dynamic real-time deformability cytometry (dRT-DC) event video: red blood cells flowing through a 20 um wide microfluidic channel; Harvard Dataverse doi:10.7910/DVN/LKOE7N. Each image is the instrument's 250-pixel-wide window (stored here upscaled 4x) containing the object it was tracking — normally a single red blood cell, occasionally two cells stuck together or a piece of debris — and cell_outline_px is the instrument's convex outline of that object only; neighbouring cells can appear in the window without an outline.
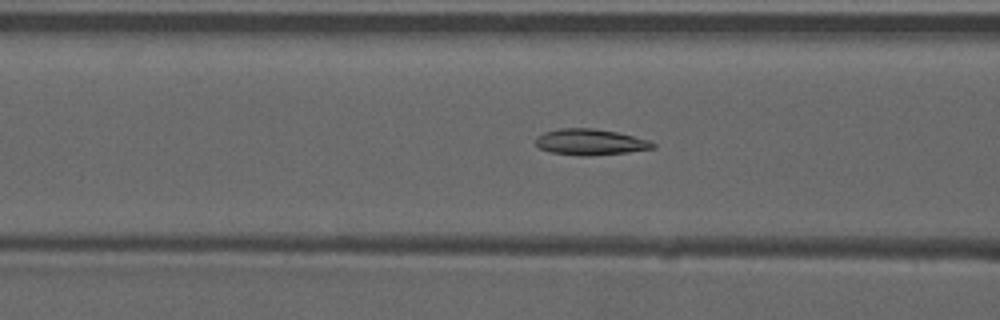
{"species": "common noctule bat (a hibernating species)", "species_latin": "Nyctalus noctula", "temperature_condition": "warm", "stored_images_in_passage": 30, "camera_frame_rate_fps": 3000, "um_per_image_px": 0.085, "animal": {"sex": "male", "forearm_length_mm": 52.5}, "frame": {"image": 1, "passage_image": 21, "time_ms": 6.667, "image_size_px": [1000, 320], "cell_outline_px": [[656, 148], [628, 152], [588, 156], [584, 156], [552, 152], [540, 148], [536, 144], [536, 136], [544, 132], [560, 128], [592, 128], [616, 132], [648, 140], [656, 144]], "centroid_in_image_um": [50.17, 12.07], "position_along_channel_um": 116.4, "area_um2": 17.63}}
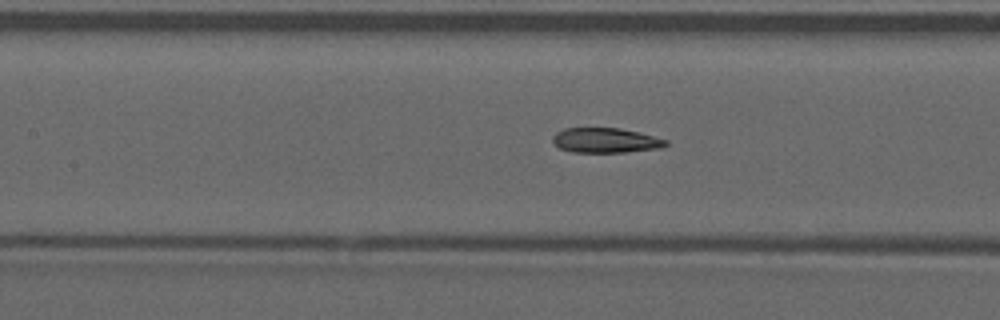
{"frame": {"image": 2, "passage_image": 24, "time_ms": 7.667, "image_size_px": [1000, 320], "cell_outline_px": [[668, 144], [664, 148], [624, 152], [572, 152], [560, 148], [552, 140], [552, 136], [556, 132], [564, 128], [620, 128], [640, 132], [668, 140]], "centroid_in_image_um": [51.51, 11.93], "position_along_channel_um": 155.9, "area_um2": 16.53}}
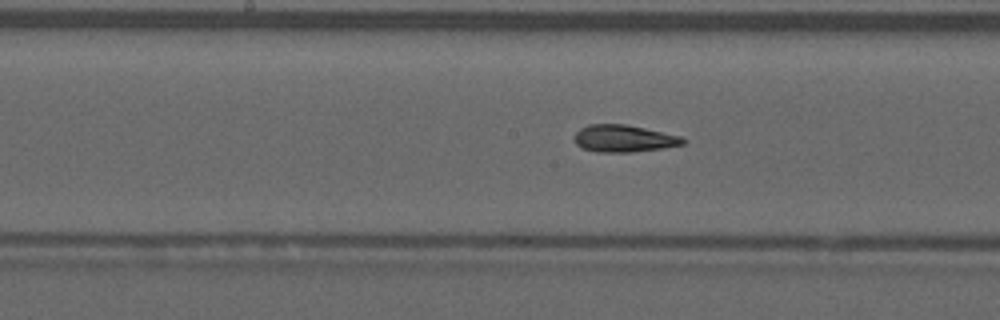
{"frame": {"image": 3, "passage_image": 27, "time_ms": 8.667, "image_size_px": [1000, 320], "cell_outline_px": [[688, 140], [684, 144], [664, 148], [632, 152], [596, 152], [584, 148], [576, 144], [572, 136], [580, 128], [588, 124], [624, 124], [644, 128], [680, 136]], "centroid_in_image_um": [53.01, 11.77], "position_along_channel_um": 195.2, "area_um2": 17.22}}